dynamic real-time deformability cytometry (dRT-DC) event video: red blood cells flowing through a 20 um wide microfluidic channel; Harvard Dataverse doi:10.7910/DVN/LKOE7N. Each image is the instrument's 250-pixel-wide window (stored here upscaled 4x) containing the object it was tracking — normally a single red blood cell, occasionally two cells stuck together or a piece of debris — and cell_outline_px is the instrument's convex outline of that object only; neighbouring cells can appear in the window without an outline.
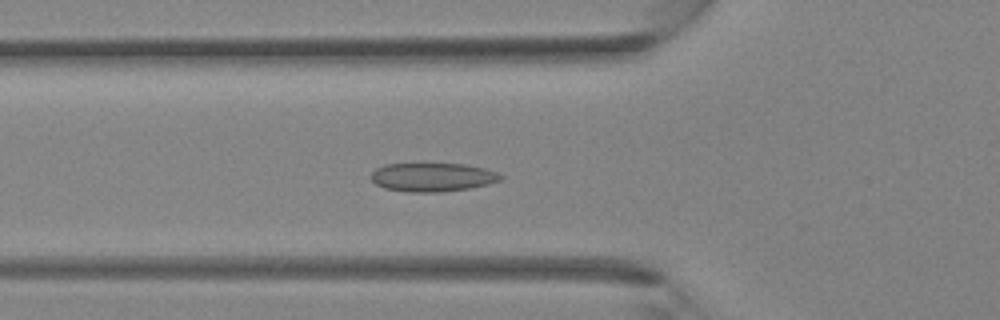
{"species": "Egyptian fruit bat (a non-hibernating species)", "species_latin": "Rousettus aegyptiacus", "temperature_condition": "room temperature", "stored_images_in_passage": 34, "segment_of_instrument_passage": [1, 2], "camera_frame_rate_fps": 3000, "um_per_image_px": 0.085, "animal": {"sex": "female"}, "frame": {"image": 1, "passage_image": 9, "time_ms": 2.667, "image_size_px": [1000, 320], "cell_outline_px": [[504, 176], [500, 180], [488, 184], [468, 188], [440, 192], [408, 192], [384, 188], [376, 184], [372, 180], [372, 172], [376, 168], [384, 164], [424, 160], [464, 164], [484, 168], [496, 172]], "centroid_in_image_um": [36.72, 15.0], "position_along_channel_um": 89.1, "area_um2": 22.66}}
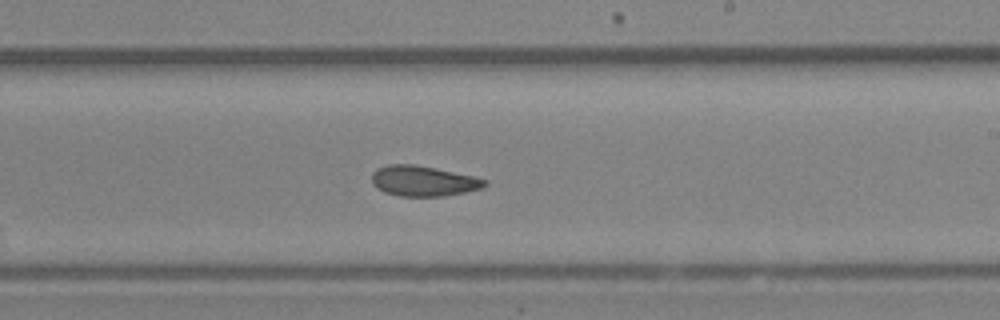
{"frame": {"image": 2, "passage_image": 18, "time_ms": 5.667, "image_size_px": [1000, 320], "cell_outline_px": [[488, 184], [484, 188], [444, 196], [400, 196], [384, 192], [376, 188], [372, 184], [372, 172], [376, 168], [388, 164], [412, 164], [436, 168], [472, 176], [488, 180]], "centroid_in_image_um": [35.96, 15.38], "position_along_channel_um": 253.0, "area_um2": 20.11}}
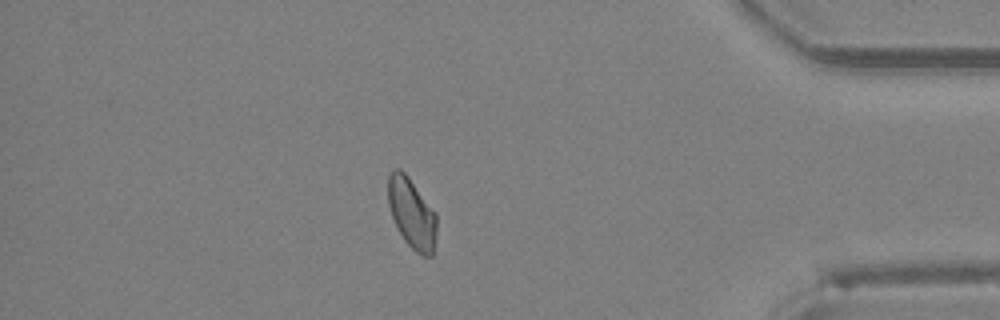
{"frame": {"image": 3, "passage_image": 28, "time_ms": 9.0, "image_size_px": [1000, 320], "cell_outline_px": [[436, 236], [432, 256], [420, 256], [404, 240], [392, 216], [388, 204], [388, 176], [392, 168], [400, 168], [408, 176], [436, 212]], "centroid_in_image_um": [35.0, 18.11], "position_along_channel_um": 400.2, "area_um2": 19.94}}